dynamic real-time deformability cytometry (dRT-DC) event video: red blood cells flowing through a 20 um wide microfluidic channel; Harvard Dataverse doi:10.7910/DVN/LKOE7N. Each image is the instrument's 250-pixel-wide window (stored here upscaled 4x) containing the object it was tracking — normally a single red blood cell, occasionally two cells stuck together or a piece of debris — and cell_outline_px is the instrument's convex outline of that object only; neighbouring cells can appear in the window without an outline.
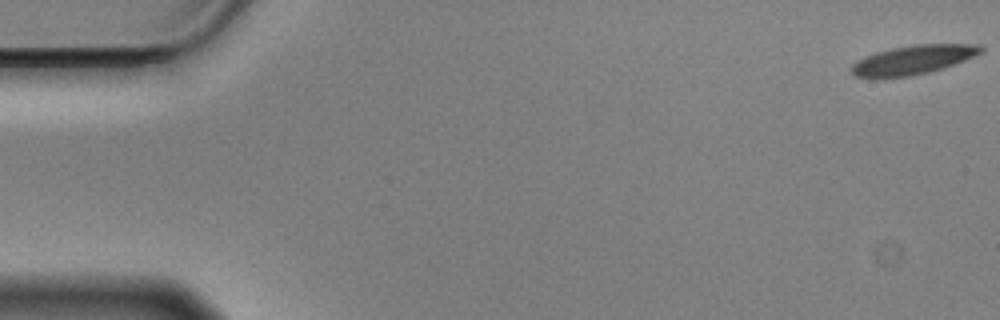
{"species": "Egyptian fruit bat (a non-hibernating species)", "species_latin": "Rousettus aegyptiacus", "temperature_condition": "cold", "stored_images_in_passage": 10, "camera_frame_rate_fps": 3000, "um_per_image_px": 0.085, "animal": {"sex": "male"}, "frame": {"image": 1, "passage_image": 1, "time_ms": 0.0, "image_size_px": [1000, 320], "cell_outline_px": [[984, 52], [944, 68], [912, 76], [884, 80], [876, 80], [856, 76], [852, 72], [852, 64], [876, 52], [892, 48], [912, 44], [980, 44], [984, 48]], "centroid_in_image_um": [77.61, 5.11], "position_along_channel_um": 7.4, "area_um2": 22.37}}